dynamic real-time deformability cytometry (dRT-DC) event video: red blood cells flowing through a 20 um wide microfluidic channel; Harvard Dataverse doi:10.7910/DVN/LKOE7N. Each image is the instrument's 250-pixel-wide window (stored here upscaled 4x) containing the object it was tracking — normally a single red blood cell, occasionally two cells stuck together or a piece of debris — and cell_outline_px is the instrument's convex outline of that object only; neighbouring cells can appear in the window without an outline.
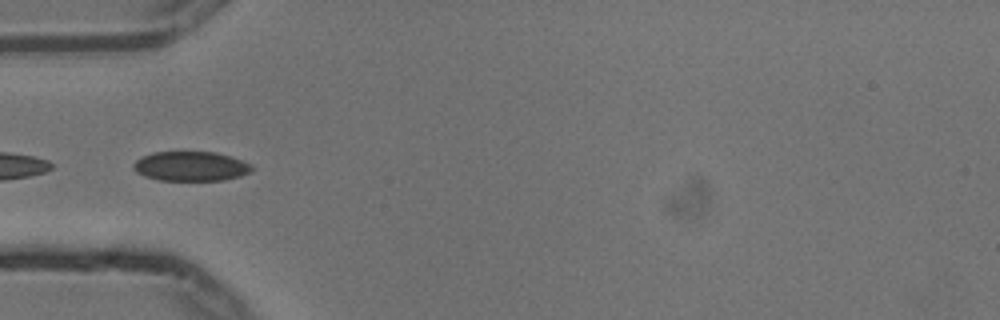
{"species": "common noctule bat (a hibernating species)", "species_latin": "Nyctalus noctula", "temperature_condition": "cold", "stored_images_in_passage": 18, "camera_frame_rate_fps": 3000, "um_per_image_px": 0.085, "animal": {"sex": "male", "body_mass_g": 13.3}, "frame": {"image": 1, "passage_image": 6, "time_ms": 1.667, "image_size_px": [1000, 320], "cell_outline_px": [[252, 172], [240, 176], [224, 180], [160, 180], [144, 176], [136, 172], [132, 168], [132, 164], [136, 160], [152, 152], [216, 152], [232, 156], [252, 164]], "centroid_in_image_um": [16.23, 14.13], "position_along_channel_um": 68.8, "area_um2": 20.52}}